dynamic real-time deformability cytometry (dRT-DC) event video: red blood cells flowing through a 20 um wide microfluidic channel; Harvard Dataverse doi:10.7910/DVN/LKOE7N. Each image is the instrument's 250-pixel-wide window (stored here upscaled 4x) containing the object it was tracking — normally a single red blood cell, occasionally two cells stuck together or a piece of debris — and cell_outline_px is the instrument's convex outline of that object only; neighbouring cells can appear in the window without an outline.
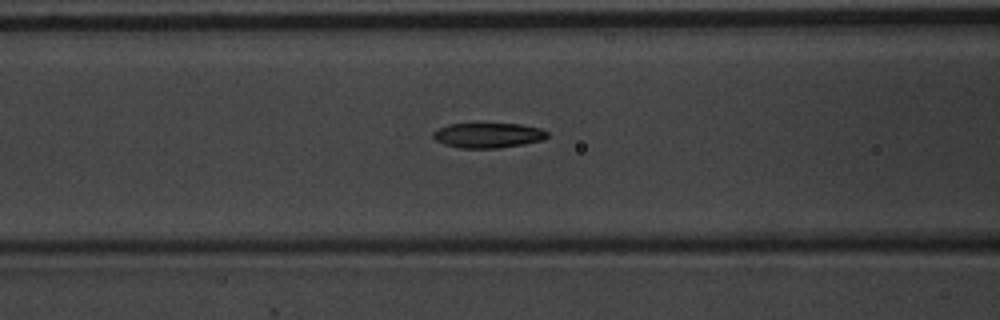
{"species": "common noctule bat (a hibernating species)", "species_latin": "Nyctalus noctula", "temperature_condition": "warm", "stored_images_in_passage": 49, "camera_frame_rate_fps": 3000, "um_per_image_px": 0.085, "animal": {"sex": "male", "body_mass_g": 20.1, "forearm_length_mm": 53.5}, "frame": {"image": 1, "passage_image": 17, "time_ms": 5.333, "image_size_px": [1000, 320], "cell_outline_px": [[548, 136], [544, 140], [524, 144], [496, 148], [460, 148], [444, 144], [436, 140], [432, 136], [432, 132], [448, 124], [520, 124], [540, 128], [548, 132]], "centroid_in_image_um": [41.5, 11.5], "position_along_channel_um": 125.1, "area_um2": 16.59}}
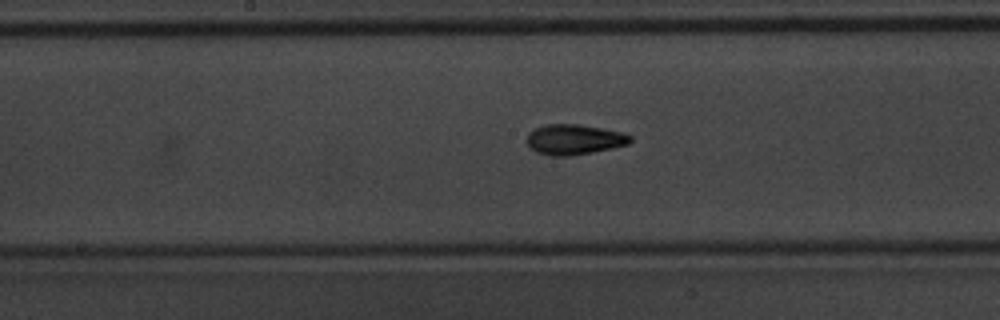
{"frame": {"image": 2, "passage_image": 23, "time_ms": 7.333, "image_size_px": [1000, 320], "cell_outline_px": [[632, 140], [628, 144], [612, 148], [592, 152], [568, 156], [548, 156], [536, 152], [524, 140], [528, 132], [544, 124], [580, 124], [624, 132], [632, 136]], "centroid_in_image_um": [48.79, 11.85], "position_along_channel_um": 199.4, "area_um2": 18.5}}
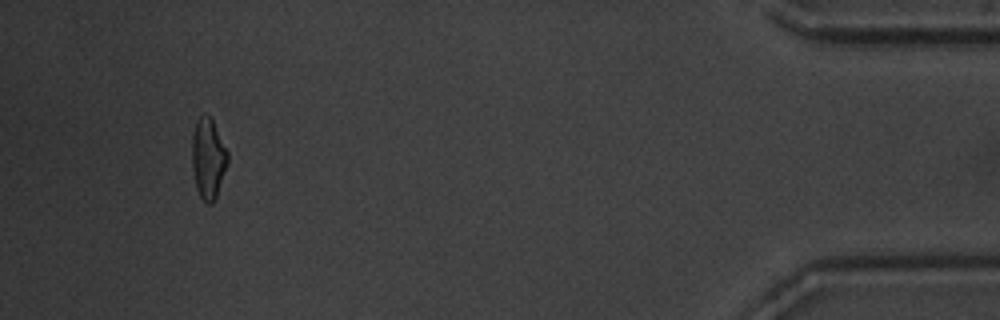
{"frame": {"image": 3, "passage_image": 46, "time_ms": 15.0, "image_size_px": [1000, 320], "cell_outline_px": [[228, 160], [216, 196], [212, 204], [208, 204], [200, 196], [196, 188], [192, 164], [192, 136], [196, 120], [200, 116], [208, 116], [212, 120], [228, 152]], "centroid_in_image_um": [17.68, 13.47], "position_along_channel_um": 417.5, "area_um2": 16.36}, "authors_computed_cell_mechanics": {"area_um2": 16.7042, "velocity_mm_per_s": 3.7048, "shape_relaxation_time_tau1_ms": 3.797, "shape_relaxation_time_tau2_ms": 2.2708, "deformation_change_tau1": 0.1542, "deformation_change_tau2": 0.0942}}